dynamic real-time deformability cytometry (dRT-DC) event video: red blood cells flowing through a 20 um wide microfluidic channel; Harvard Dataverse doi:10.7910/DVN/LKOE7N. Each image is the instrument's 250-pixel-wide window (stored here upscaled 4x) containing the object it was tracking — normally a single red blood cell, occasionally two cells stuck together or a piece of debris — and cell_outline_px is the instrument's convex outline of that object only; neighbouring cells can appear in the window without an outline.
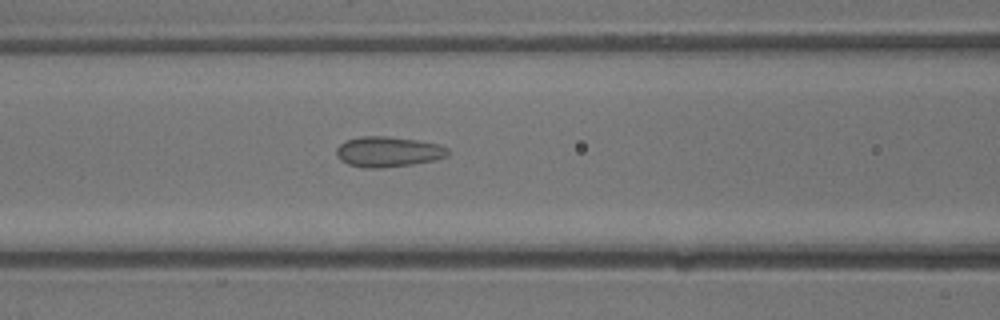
{"species": "common noctule bat (a hibernating species)", "species_latin": "Nyctalus noctula", "temperature_condition": "warm", "stored_images_in_passage": 23, "camera_frame_rate_fps": 3000, "um_per_image_px": 0.085, "animal": {"sex": "male", "body_mass_g": 13.3}, "frame": {"image": 1, "passage_image": 4, "time_ms": 1.0, "image_size_px": [1000, 320], "cell_outline_px": [[448, 156], [432, 160], [412, 164], [380, 168], [364, 168], [348, 164], [340, 160], [336, 156], [336, 148], [344, 140], [360, 136], [384, 136], [416, 140], [440, 144], [448, 148]], "centroid_in_image_um": [32.95, 12.89], "position_along_channel_um": 133.7, "area_um2": 19.77}}
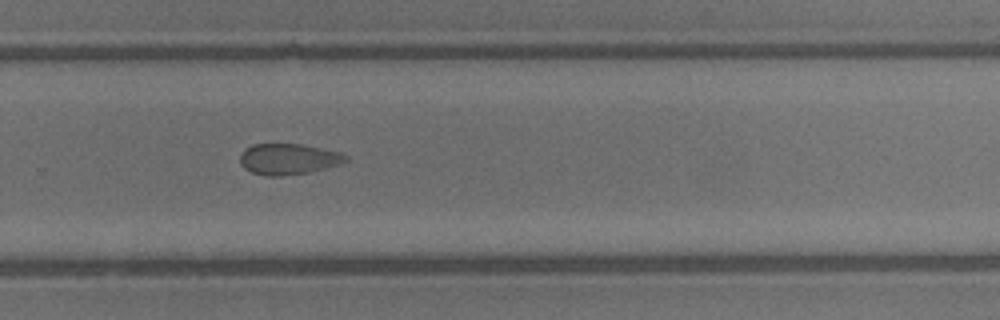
{"frame": {"image": 2, "passage_image": 12, "time_ms": 3.667, "image_size_px": [1000, 320], "cell_outline_px": [[348, 160], [340, 164], [308, 172], [280, 176], [264, 176], [252, 172], [244, 168], [240, 164], [240, 152], [244, 148], [252, 144], [300, 144], [340, 152], [348, 156]], "centroid_in_image_um": [24.47, 13.51], "position_along_channel_um": 305.3, "area_um2": 19.07}}
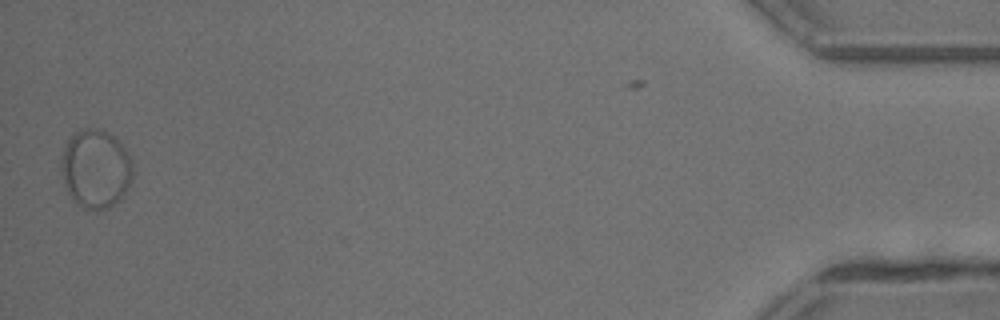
{"frame": {"image": 3, "passage_image": 22, "time_ms": 7.0, "image_size_px": [1000, 320], "cell_outline_px": [[132, 176], [128, 188], [120, 200], [108, 208], [96, 212], [84, 208], [76, 204], [72, 200], [68, 192], [64, 180], [60, 164], [60, 160], [68, 136], [72, 132], [84, 128], [96, 128], [112, 136], [124, 148], [132, 160]], "centroid_in_image_um": [8.11, 14.37], "position_along_channel_um": 427.1, "area_um2": 33.06}}